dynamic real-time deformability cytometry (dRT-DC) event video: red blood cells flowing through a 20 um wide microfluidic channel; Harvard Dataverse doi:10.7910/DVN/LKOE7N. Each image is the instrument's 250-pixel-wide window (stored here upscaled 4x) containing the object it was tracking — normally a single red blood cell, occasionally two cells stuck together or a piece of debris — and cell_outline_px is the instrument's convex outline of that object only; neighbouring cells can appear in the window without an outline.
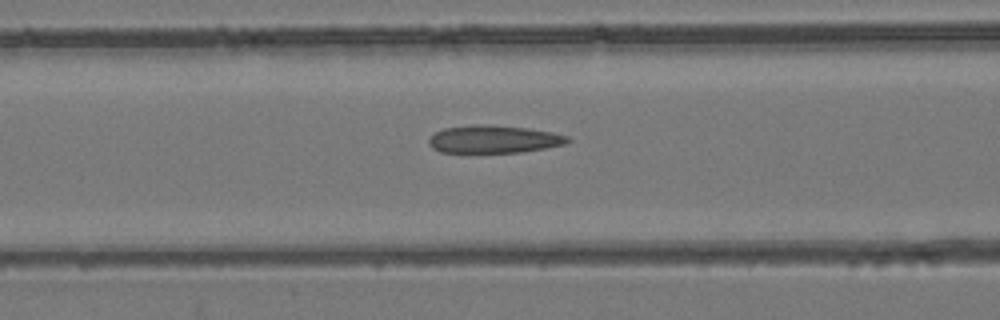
{"species": "common noctule bat (a hibernating species)", "species_latin": "Nyctalus noctula", "temperature_condition": "room temperature", "stored_images_in_passage": 25, "camera_frame_rate_fps": 3000, "um_per_image_px": 0.085, "animal": {"sex": "female", "body_mass_g": 24.6, "forearm_length_mm": 56.2}, "frame": {"image": 1, "passage_image": 10, "time_ms": 3.0, "image_size_px": [1000, 320], "cell_outline_px": [[572, 140], [564, 144], [544, 148], [520, 152], [440, 152], [432, 148], [428, 144], [428, 140], [436, 132], [444, 128], [472, 124], [484, 124], [528, 128], [552, 132], [568, 136]], "centroid_in_image_um": [41.96, 11.82], "position_along_channel_um": 124.6, "area_um2": 22.37}}
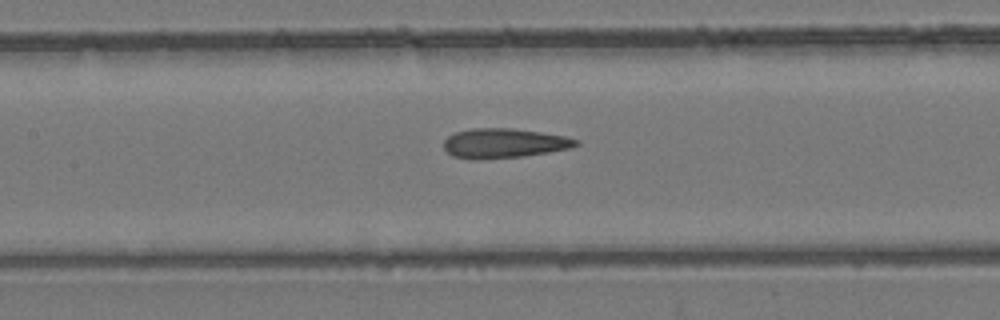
{"frame": {"image": 2, "passage_image": 13, "time_ms": 4.0, "image_size_px": [1000, 320], "cell_outline_px": [[580, 144], [572, 148], [524, 156], [472, 160], [452, 156], [444, 148], [444, 140], [448, 136], [456, 132], [472, 128], [512, 128], [540, 132], [564, 136], [580, 140]], "centroid_in_image_um": [42.84, 12.18], "position_along_channel_um": 164.6, "area_um2": 22.89}}
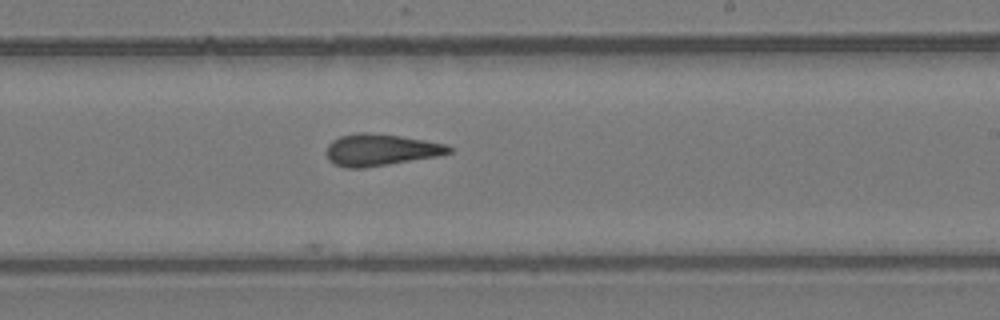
{"frame": {"image": 3, "passage_image": 20, "time_ms": 6.333, "image_size_px": [1000, 320], "cell_outline_px": [[452, 152], [436, 156], [364, 168], [348, 168], [336, 164], [328, 160], [324, 152], [328, 144], [332, 140], [340, 136], [360, 132], [368, 132], [400, 136], [448, 144], [452, 148]], "centroid_in_image_um": [32.31, 12.73], "position_along_channel_um": 256.7, "area_um2": 22.66}}